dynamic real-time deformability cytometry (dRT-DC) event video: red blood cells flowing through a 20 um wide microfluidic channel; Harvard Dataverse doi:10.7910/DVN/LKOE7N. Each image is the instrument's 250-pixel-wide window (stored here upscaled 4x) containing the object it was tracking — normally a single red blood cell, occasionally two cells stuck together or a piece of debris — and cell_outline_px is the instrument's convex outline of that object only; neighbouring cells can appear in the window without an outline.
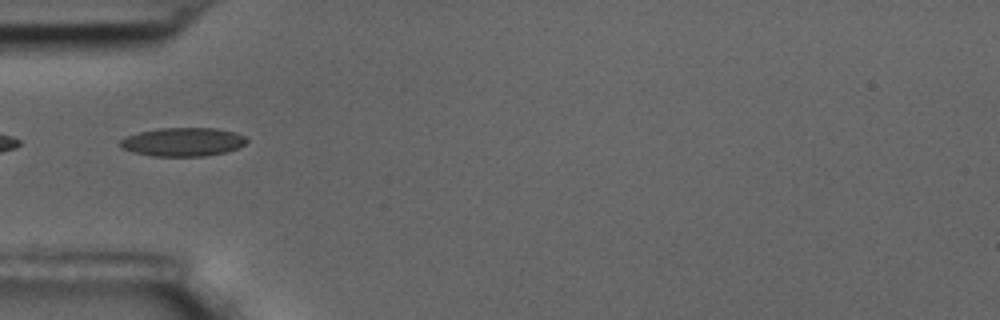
{"species": "common noctule bat (a hibernating species)", "species_latin": "Nyctalus noctula", "temperature_condition": "room temperature", "stored_images_in_passage": 40, "camera_frame_rate_fps": 3000, "um_per_image_px": 0.085, "animal": {"sex": "male", "body_mass_g": 17.5, "forearm_length_mm": 52.3}, "frame": {"image": 1, "passage_image": 1, "time_ms": 0.0, "image_size_px": [1000, 320], "cell_outline_px": [[248, 140], [240, 148], [224, 152], [204, 156], [152, 156], [120, 148], [120, 140], [128, 136], [140, 132], [160, 128], [216, 128], [236, 132], [244, 136]], "centroid_in_image_um": [15.58, 12.06], "position_along_channel_um": 69.4, "area_um2": 20.98}}
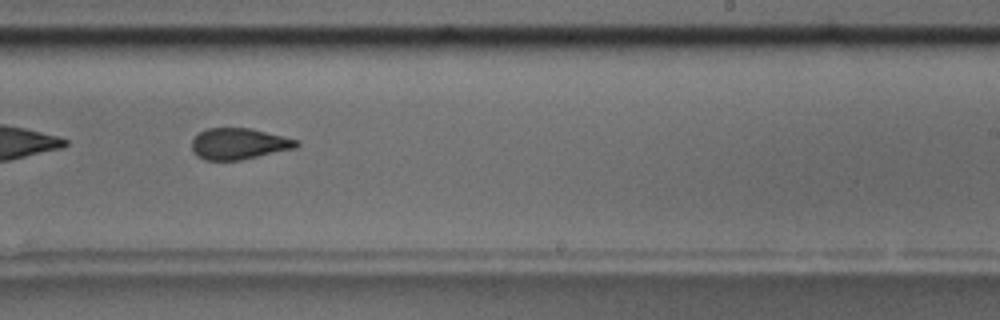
{"frame": {"image": 2, "passage_image": 18, "time_ms": 5.667, "image_size_px": [1000, 320], "cell_outline_px": [[300, 144], [296, 148], [240, 160], [204, 160], [196, 156], [192, 152], [192, 140], [200, 132], [208, 128], [252, 128], [300, 140]], "centroid_in_image_um": [20.32, 12.22], "position_along_channel_um": 268.7, "area_um2": 19.19}, "authors_computed_cell_mechanics": {"area_um2": 19.6809, "velocity_mm_per_s": 3.5249, "shape_relaxation_time_tau1_ms": 6.2399, "shape_relaxation_time_tau2_ms": 1.51, "deformation_change_tau1": 0.1828, "deformation_change_tau2": 0.0869}}